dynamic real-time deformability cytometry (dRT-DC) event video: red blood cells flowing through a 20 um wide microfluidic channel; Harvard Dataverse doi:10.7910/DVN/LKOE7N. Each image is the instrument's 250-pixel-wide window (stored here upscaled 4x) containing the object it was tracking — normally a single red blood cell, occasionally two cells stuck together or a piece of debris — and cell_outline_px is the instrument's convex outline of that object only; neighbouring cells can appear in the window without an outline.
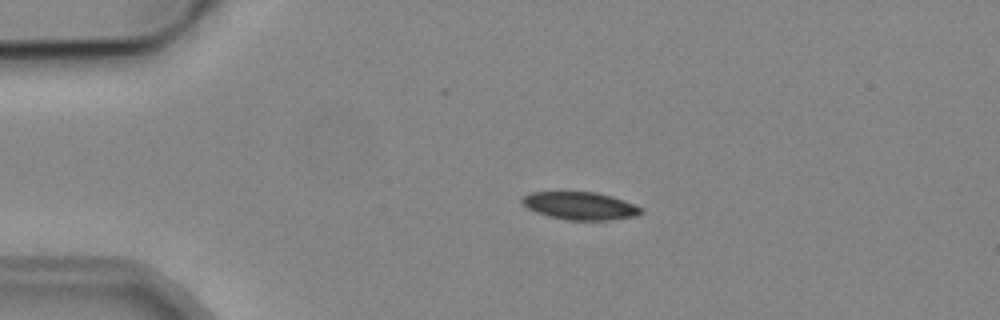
{"species": "common noctule bat (a hibernating species)", "species_latin": "Nyctalus noctula", "temperature_condition": "cold", "stored_images_in_passage": 5, "camera_frame_rate_fps": 3000, "um_per_image_px": 0.085, "animal": {"sex": "male", "body_mass_g": 19.2, "forearm_length_mm": 51.8}, "frame": {"image": 1, "passage_image": 4, "time_ms": 3.333, "image_size_px": [1000, 320], "cell_outline_px": [[644, 212], [636, 216], [608, 220], [568, 220], [548, 216], [536, 212], [528, 208], [520, 200], [528, 192], [596, 192], [612, 196], [624, 200], [644, 208]], "centroid_in_image_um": [49.34, 17.49], "position_along_channel_um": 35.7, "area_um2": 19.31}}